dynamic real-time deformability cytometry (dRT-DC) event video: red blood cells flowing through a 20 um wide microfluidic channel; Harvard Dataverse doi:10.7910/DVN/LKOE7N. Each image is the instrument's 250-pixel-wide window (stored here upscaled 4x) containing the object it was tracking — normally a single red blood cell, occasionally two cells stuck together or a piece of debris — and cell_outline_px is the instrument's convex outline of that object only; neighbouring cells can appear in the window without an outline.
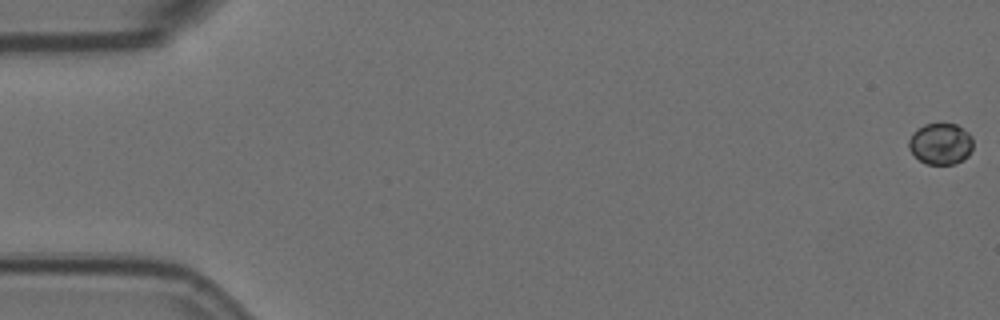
{"species": "Egyptian fruit bat (a non-hibernating species)", "species_latin": "Rousettus aegyptiacus", "temperature_condition": "room temperature", "stored_images_in_passage": 7, "camera_frame_rate_fps": 3000, "um_per_image_px": 0.085, "animal": {"sex": "female"}, "frame": {"image": 1, "passage_image": 1, "time_ms": 0.0, "image_size_px": [1000, 320], "cell_outline_px": [[972, 148], [968, 156], [956, 164], [928, 164], [920, 160], [908, 148], [908, 140], [912, 132], [916, 128], [924, 124], [956, 124], [968, 132], [972, 136]], "centroid_in_image_um": [79.94, 12.21], "position_along_channel_um": 5.1, "area_um2": 15.55}}